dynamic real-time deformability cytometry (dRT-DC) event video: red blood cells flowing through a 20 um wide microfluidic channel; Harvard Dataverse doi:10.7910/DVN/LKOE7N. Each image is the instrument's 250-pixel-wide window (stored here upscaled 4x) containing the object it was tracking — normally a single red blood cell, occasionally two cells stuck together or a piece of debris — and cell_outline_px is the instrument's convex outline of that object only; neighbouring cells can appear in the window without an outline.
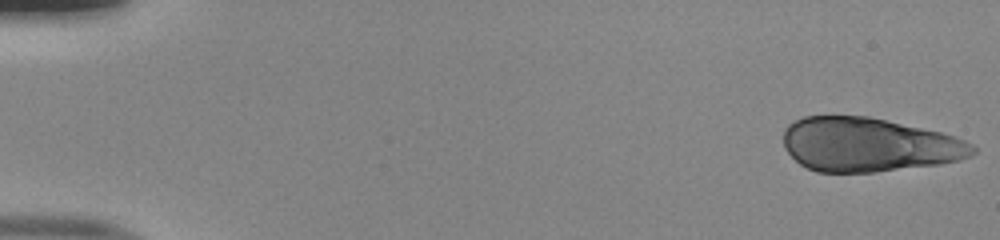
{"species": "human", "species_latin": "Homo sapiens", "temperature_condition": "room temperature", "stored_images_in_passage": 50, "camera_frame_rate_fps": 3000, "um_per_image_px": 0.085, "donor": {"sex": "male"}, "frame": {"image": 1, "passage_image": 1, "time_ms": 0.0, "image_size_px": [1000, 240], "cell_outline_px": [[976, 152], [972, 156], [960, 160], [940, 164], [876, 172], [816, 172], [800, 164], [784, 148], [784, 128], [788, 124], [804, 116], [868, 116], [940, 132], [956, 136], [972, 144], [976, 148]], "centroid_in_image_um": [73.85, 12.3], "position_along_channel_um": 11.2, "area_um2": 59.71}}
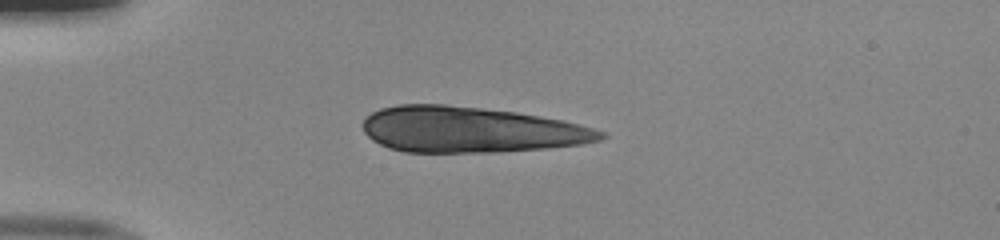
{"frame": {"image": 2, "passage_image": 13, "time_ms": 4.0, "image_size_px": [1000, 240], "cell_outline_px": [[608, 136], [600, 140], [584, 144], [548, 148], [496, 152], [404, 152], [388, 148], [372, 140], [364, 132], [360, 124], [364, 116], [380, 108], [400, 104], [444, 104], [516, 112], [540, 116], [560, 120], [596, 128], [608, 132]], "centroid_in_image_um": [39.97, 11.02], "position_along_channel_um": 45.0, "area_um2": 63.98}}